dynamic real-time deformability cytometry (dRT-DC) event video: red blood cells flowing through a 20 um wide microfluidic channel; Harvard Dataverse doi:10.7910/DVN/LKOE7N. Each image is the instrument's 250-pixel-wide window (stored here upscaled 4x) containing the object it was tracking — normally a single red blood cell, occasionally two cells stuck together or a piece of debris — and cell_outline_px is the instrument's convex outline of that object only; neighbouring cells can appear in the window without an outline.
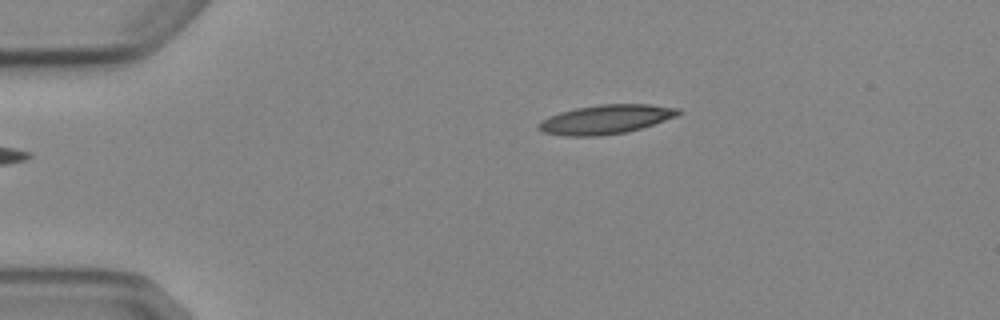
{"species": "Egyptian fruit bat (a non-hibernating species)", "species_latin": "Rousettus aegyptiacus", "temperature_condition": "cold", "stored_images_in_passage": 3, "camera_frame_rate_fps": 3000, "um_per_image_px": 0.085, "animal": {"sex": "female"}, "frame": {"image": 1, "passage_image": 3, "time_ms": 2.333, "image_size_px": [1000, 320], "cell_outline_px": [[684, 112], [680, 116], [628, 132], [600, 136], [564, 136], [544, 132], [536, 128], [536, 124], [540, 120], [548, 116], [560, 112], [576, 108], [600, 104], [648, 104], [680, 108]], "centroid_in_image_um": [51.52, 10.15], "position_along_channel_um": 33.5, "area_um2": 24.16}}